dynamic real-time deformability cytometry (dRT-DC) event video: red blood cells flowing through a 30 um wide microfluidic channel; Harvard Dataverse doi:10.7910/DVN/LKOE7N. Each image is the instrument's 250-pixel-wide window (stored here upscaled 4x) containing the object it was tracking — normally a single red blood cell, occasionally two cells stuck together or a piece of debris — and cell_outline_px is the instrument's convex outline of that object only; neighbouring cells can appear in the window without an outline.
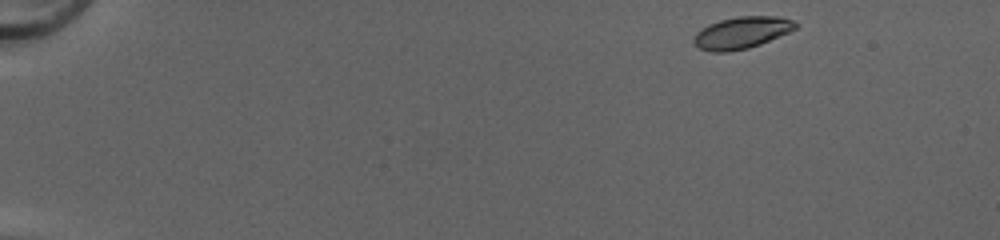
{"species": "common noctule bat (a hibernating species)", "species_latin": "Nyctalus noctula", "temperature_condition": "cold", "stored_images_in_passage": 45, "camera_frame_rate_fps": 3000, "um_per_image_px": 0.085, "animal": {"sex": "female", "body_mass_g": 20.0, "forearm_length_mm": 54.0}, "frame": {"image": 1, "passage_image": 1, "time_ms": 0.0, "image_size_px": [1000, 240], "cell_outline_px": [[800, 24], [796, 28], [788, 32], [760, 44], [748, 48], [728, 52], [712, 52], [700, 48], [692, 40], [696, 32], [700, 28], [708, 24], [720, 20], [740, 16], [780, 16], [792, 20]], "centroid_in_image_um": [63.04, 2.77], "position_along_channel_um": 22.0, "area_um2": 18.9}}
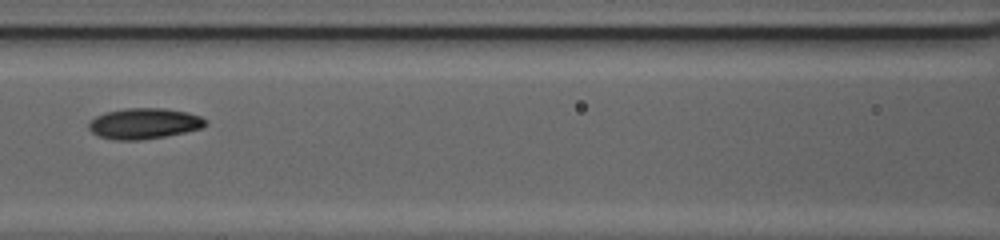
{"frame": {"image": 2, "passage_image": 20, "time_ms": 6.333, "image_size_px": [1000, 240], "cell_outline_px": [[208, 124], [204, 128], [144, 140], [116, 140], [100, 136], [92, 132], [88, 128], [88, 124], [96, 116], [104, 112], [128, 108], [164, 108], [188, 112], [200, 116], [208, 120]], "centroid_in_image_um": [12.29, 10.49], "position_along_channel_um": 154.3, "area_um2": 21.04}}
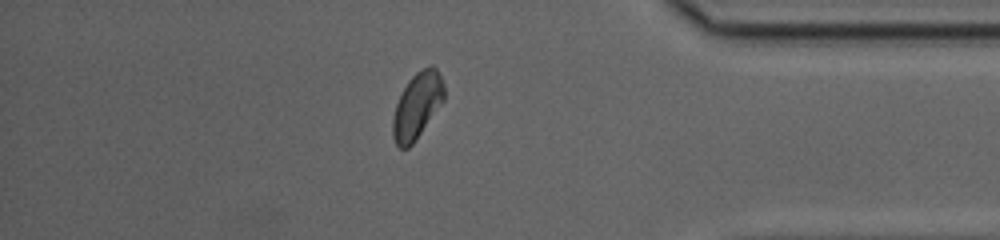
{"frame": {"image": 3, "passage_image": 39, "time_ms": 12.667, "image_size_px": [1000, 240], "cell_outline_px": [[444, 100], [412, 144], [408, 148], [400, 148], [396, 144], [392, 136], [392, 120], [396, 104], [408, 80], [416, 72], [432, 64], [436, 68], [444, 84]], "centroid_in_image_um": [35.44, 8.97], "position_along_channel_um": 399.8, "area_um2": 19.48}, "authors_computed_cell_mechanics": {"area_um2": 19.652, "velocity_mm_per_s": 4.2026, "shape_relaxation_time_tau1_ms": 2.7931, "shape_relaxation_time_tau2_ms": 3.8721, "deformation_change_tau1": 0.1099, "deformation_change_tau2": 0.082}}